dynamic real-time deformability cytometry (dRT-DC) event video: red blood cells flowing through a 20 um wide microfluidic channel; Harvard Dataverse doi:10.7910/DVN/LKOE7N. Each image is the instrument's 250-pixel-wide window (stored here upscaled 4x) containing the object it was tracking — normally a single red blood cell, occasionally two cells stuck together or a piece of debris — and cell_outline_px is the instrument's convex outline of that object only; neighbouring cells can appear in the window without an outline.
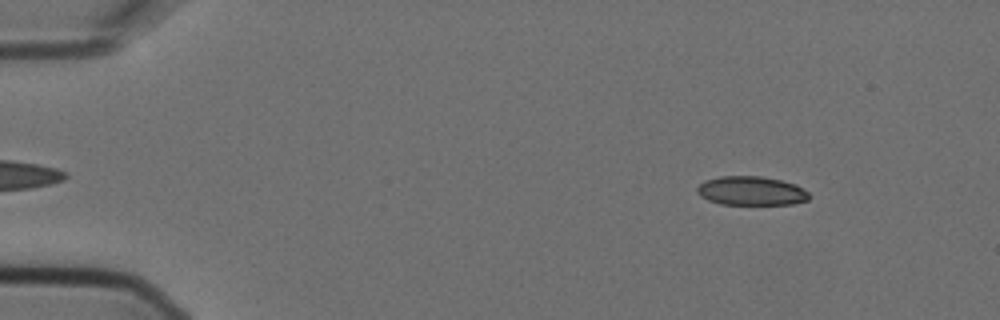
{"species": "Egyptian fruit bat (a non-hibernating species)", "species_latin": "Rousettus aegyptiacus", "temperature_condition": "cold", "stored_images_in_passage": 9, "camera_frame_rate_fps": 3000, "um_per_image_px": 0.085, "animal": {"sex": "female"}, "frame": {"image": 1, "passage_image": 1, "time_ms": 0.0, "image_size_px": [1000, 320], "cell_outline_px": [[808, 200], [792, 204], [720, 204], [708, 200], [700, 196], [696, 192], [696, 188], [704, 180], [720, 176], [760, 176], [780, 180], [796, 184], [808, 192]], "centroid_in_image_um": [63.82, 16.22], "position_along_channel_um": 21.2, "area_um2": 18.9}}
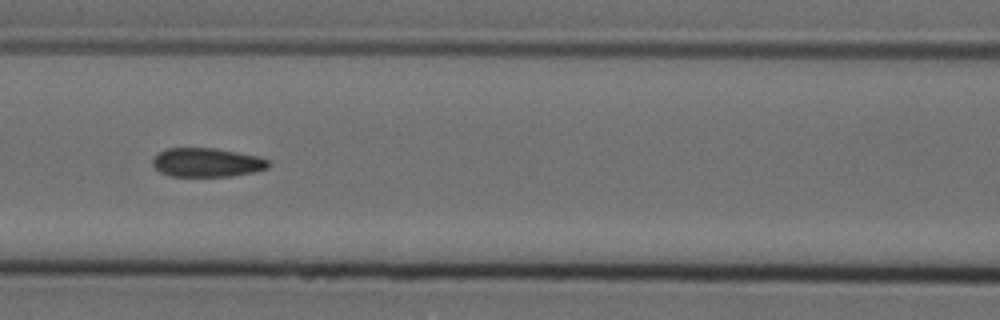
{"frame": {"image": 2, "passage_image": 6, "time_ms": 1.667, "image_size_px": [1000, 320], "cell_outline_px": [[272, 164], [268, 168], [256, 172], [228, 176], [172, 176], [160, 172], [152, 164], [152, 160], [160, 152], [168, 148], [216, 148], [256, 156], [268, 160]], "centroid_in_image_um": [17.61, 13.81], "position_along_channel_um": 149.0, "area_um2": 19.42}}
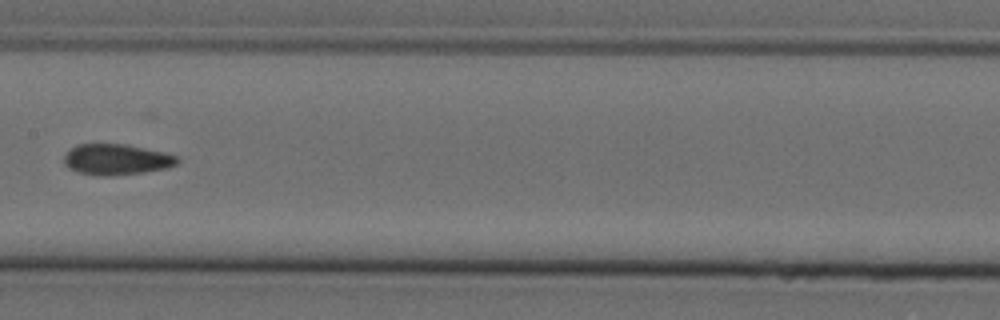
{"frame": {"image": 3, "passage_image": 7, "time_ms": 2.0, "image_size_px": [1000, 320], "cell_outline_px": [[180, 160], [176, 164], [168, 168], [144, 172], [112, 176], [96, 176], [80, 172], [68, 168], [64, 164], [64, 156], [76, 144], [124, 144], [164, 152], [180, 156]], "centroid_in_image_um": [9.92, 13.56], "position_along_channel_um": 197.5, "area_um2": 20.46}}